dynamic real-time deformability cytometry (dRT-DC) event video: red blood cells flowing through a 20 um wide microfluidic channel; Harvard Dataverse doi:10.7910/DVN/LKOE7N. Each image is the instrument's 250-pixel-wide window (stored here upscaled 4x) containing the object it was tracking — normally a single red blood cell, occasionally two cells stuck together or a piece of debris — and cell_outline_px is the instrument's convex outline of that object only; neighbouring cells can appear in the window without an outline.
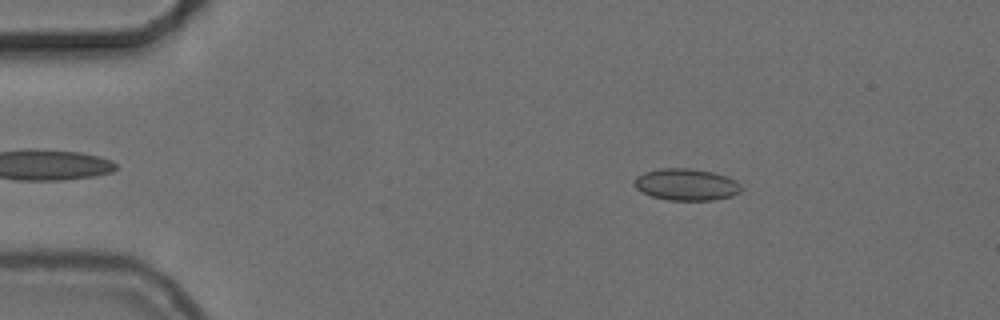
{"species": "common noctule bat (a hibernating species)", "species_latin": "Nyctalus noctula", "temperature_condition": "cold", "stored_images_in_passage": 51, "camera_frame_rate_fps": 3000, "um_per_image_px": 0.085, "animal": {"sex": "female", "body_mass_g": 24.6, "forearm_length_mm": 56.2}, "frame": {"image": 1, "passage_image": 5, "time_ms": 1.333, "image_size_px": [1000, 320], "cell_outline_px": [[744, 188], [740, 192], [732, 196], [712, 200], [668, 200], [652, 196], [636, 188], [632, 184], [632, 180], [636, 176], [644, 172], [660, 168], [692, 168], [712, 172], [736, 180]], "centroid_in_image_um": [58.32, 15.68], "position_along_channel_um": 26.7, "area_um2": 19.94}}
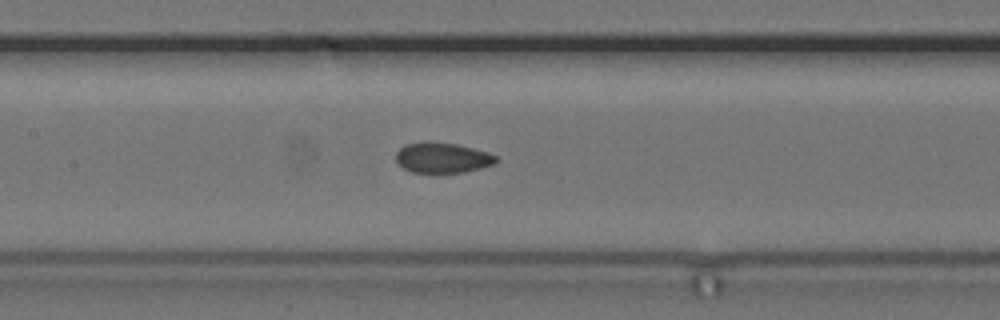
{"frame": {"image": 2, "passage_image": 22, "time_ms": 7.0, "image_size_px": [1000, 320], "cell_outline_px": [[500, 160], [496, 164], [464, 172], [412, 172], [404, 168], [396, 160], [396, 152], [404, 144], [456, 144], [488, 152], [496, 156]], "centroid_in_image_um": [37.67, 13.44], "position_along_channel_um": 169.7, "area_um2": 17.11}}
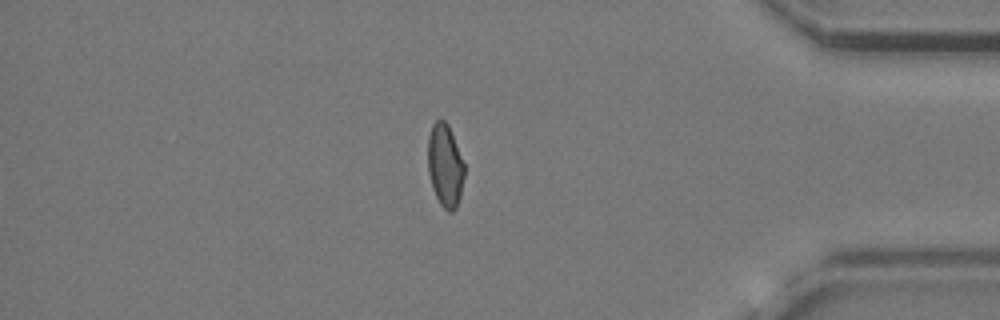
{"frame": {"image": 3, "passage_image": 43, "time_ms": 14.0, "image_size_px": [1000, 320], "cell_outline_px": [[464, 176], [460, 196], [456, 208], [452, 212], [448, 212], [440, 204], [432, 188], [428, 172], [428, 136], [432, 124], [440, 116], [448, 124], [464, 164]], "centroid_in_image_um": [37.81, 14.05], "position_along_channel_um": 397.4, "area_um2": 17.69}, "authors_computed_cell_mechanics": {"area_um2": 17.918, "velocity_mm_per_s": 3.7183, "shape_relaxation_time_tau1_ms": null, "shape_relaxation_time_tau2_ms": 4.2811, "deformation_change_tau1": null, "deformation_change_tau2": 0.0709}}